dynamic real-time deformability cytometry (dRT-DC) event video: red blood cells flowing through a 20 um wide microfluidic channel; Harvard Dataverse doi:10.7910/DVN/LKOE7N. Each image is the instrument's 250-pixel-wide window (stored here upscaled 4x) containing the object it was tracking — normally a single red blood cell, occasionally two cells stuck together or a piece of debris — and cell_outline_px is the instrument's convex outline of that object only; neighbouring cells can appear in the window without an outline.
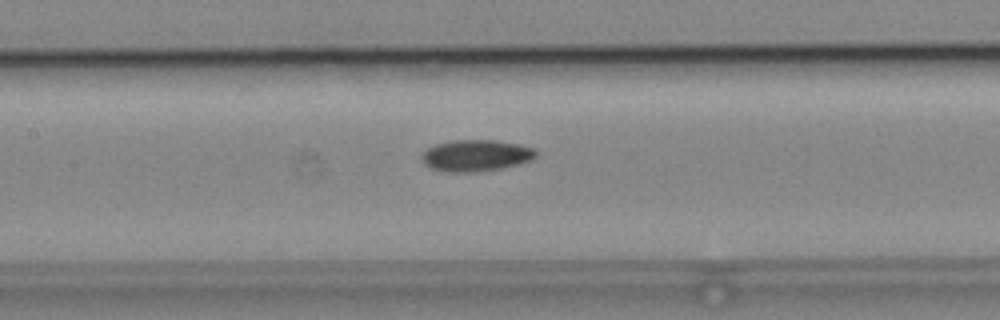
{"species": "common noctule bat (a hibernating species)", "species_latin": "Nyctalus noctula", "temperature_condition": "cold", "stored_images_in_passage": 39, "camera_frame_rate_fps": 3000, "um_per_image_px": 0.085, "animal": {"sex": "male", "body_mass_g": 19.2, "forearm_length_mm": 51.8}, "frame": {"image": 1, "passage_image": 11, "time_ms": 3.333, "image_size_px": [1000, 320], "cell_outline_px": [[536, 156], [528, 160], [516, 164], [500, 168], [472, 172], [444, 172], [432, 168], [424, 164], [420, 160], [420, 156], [428, 148], [436, 144], [452, 140], [496, 140], [520, 144], [536, 148]], "centroid_in_image_um": [40.42, 13.21], "position_along_channel_um": 167.0, "area_um2": 20.92}}
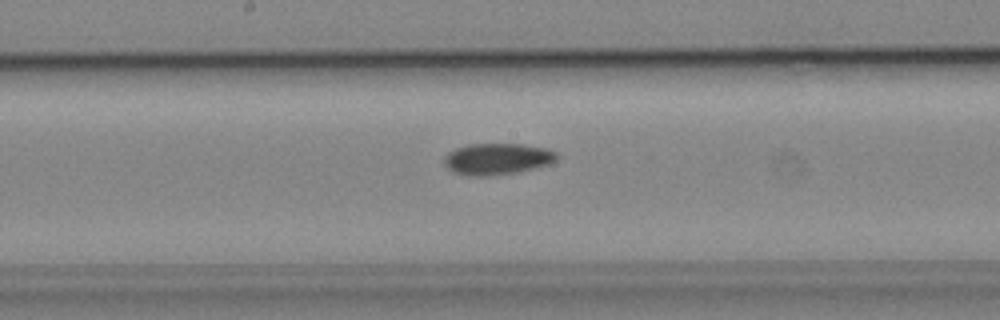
{"frame": {"image": 2, "passage_image": 14, "time_ms": 4.333, "image_size_px": [1000, 320], "cell_outline_px": [[560, 156], [556, 160], [548, 164], [516, 172], [484, 176], [468, 176], [456, 172], [448, 168], [444, 164], [444, 156], [448, 152], [456, 148], [468, 144], [524, 144], [548, 148], [556, 152]], "centroid_in_image_um": [42.27, 13.49], "position_along_channel_um": 205.9, "area_um2": 20.58}}
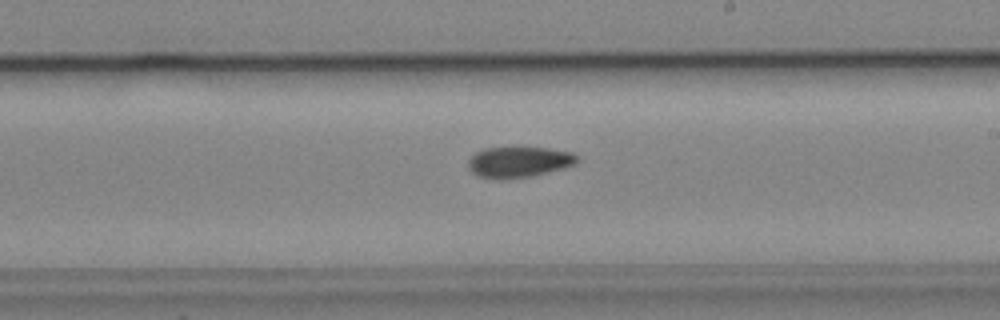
{"frame": {"image": 3, "passage_image": 17, "time_ms": 5.333, "image_size_px": [1000, 320], "cell_outline_px": [[580, 160], [576, 164], [564, 168], [532, 176], [504, 180], [500, 180], [476, 176], [468, 168], [468, 160], [476, 152], [484, 148], [548, 148], [572, 152]], "centroid_in_image_um": [44.09, 13.79], "position_along_channel_um": 244.9, "area_um2": 19.71}}